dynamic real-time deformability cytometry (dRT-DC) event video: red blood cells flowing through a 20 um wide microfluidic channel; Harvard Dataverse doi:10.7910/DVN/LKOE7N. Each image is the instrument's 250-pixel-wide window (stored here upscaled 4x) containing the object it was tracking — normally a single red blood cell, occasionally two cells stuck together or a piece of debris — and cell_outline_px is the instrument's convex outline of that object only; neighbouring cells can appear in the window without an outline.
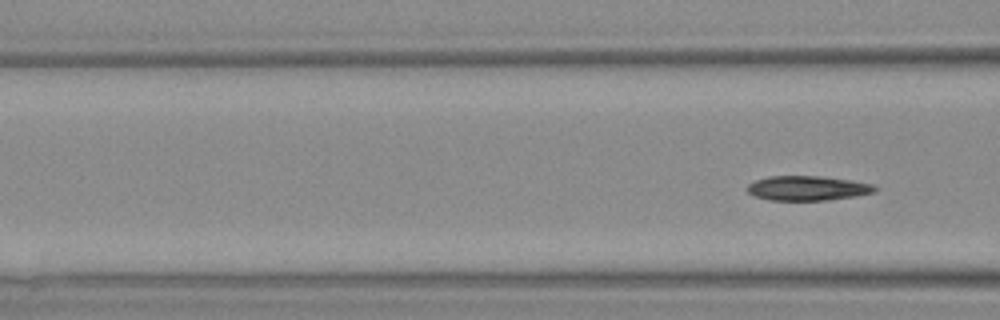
{"species": "Egyptian fruit bat (a non-hibernating species)", "species_latin": "Rousettus aegyptiacus", "temperature_condition": "warm", "stored_images_in_passage": 4, "segment_of_instrument_passage": [2, 2], "camera_frame_rate_fps": 3000, "um_per_image_px": 0.085, "animal": {"sex": "female"}, "frame": {"image": 1, "passage_image": 4, "time_ms": 4.667, "image_size_px": [1000, 320], "cell_outline_px": [[876, 192], [828, 200], [768, 200], [756, 196], [748, 192], [748, 184], [756, 180], [768, 176], [816, 176], [852, 180], [872, 184], [876, 188]], "centroid_in_image_um": [68.63, 15.99], "position_along_channel_um": 98.0, "area_um2": 18.09}}